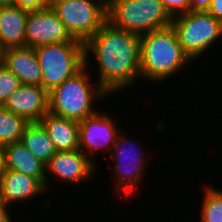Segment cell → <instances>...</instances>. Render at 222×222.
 I'll return each mask as SVG.
<instances>
[{
    "instance_id": "obj_6",
    "label": "cell",
    "mask_w": 222,
    "mask_h": 222,
    "mask_svg": "<svg viewBox=\"0 0 222 222\" xmlns=\"http://www.w3.org/2000/svg\"><path fill=\"white\" fill-rule=\"evenodd\" d=\"M177 41L192 61L199 59L222 36V22L207 11H190L172 20Z\"/></svg>"
},
{
    "instance_id": "obj_16",
    "label": "cell",
    "mask_w": 222,
    "mask_h": 222,
    "mask_svg": "<svg viewBox=\"0 0 222 222\" xmlns=\"http://www.w3.org/2000/svg\"><path fill=\"white\" fill-rule=\"evenodd\" d=\"M47 131L57 151L79 149L78 121L47 112L39 121Z\"/></svg>"
},
{
    "instance_id": "obj_1",
    "label": "cell",
    "mask_w": 222,
    "mask_h": 222,
    "mask_svg": "<svg viewBox=\"0 0 222 222\" xmlns=\"http://www.w3.org/2000/svg\"><path fill=\"white\" fill-rule=\"evenodd\" d=\"M140 41L141 36L106 21L84 44L85 64L92 62L88 59L92 53L99 65L97 83L109 95L129 88L141 79Z\"/></svg>"
},
{
    "instance_id": "obj_27",
    "label": "cell",
    "mask_w": 222,
    "mask_h": 222,
    "mask_svg": "<svg viewBox=\"0 0 222 222\" xmlns=\"http://www.w3.org/2000/svg\"><path fill=\"white\" fill-rule=\"evenodd\" d=\"M4 170L3 147L0 146V175Z\"/></svg>"
},
{
    "instance_id": "obj_10",
    "label": "cell",
    "mask_w": 222,
    "mask_h": 222,
    "mask_svg": "<svg viewBox=\"0 0 222 222\" xmlns=\"http://www.w3.org/2000/svg\"><path fill=\"white\" fill-rule=\"evenodd\" d=\"M26 47L62 42H80L71 37L51 7L29 11L26 19Z\"/></svg>"
},
{
    "instance_id": "obj_24",
    "label": "cell",
    "mask_w": 222,
    "mask_h": 222,
    "mask_svg": "<svg viewBox=\"0 0 222 222\" xmlns=\"http://www.w3.org/2000/svg\"><path fill=\"white\" fill-rule=\"evenodd\" d=\"M207 12L222 22V0H211V4Z\"/></svg>"
},
{
    "instance_id": "obj_25",
    "label": "cell",
    "mask_w": 222,
    "mask_h": 222,
    "mask_svg": "<svg viewBox=\"0 0 222 222\" xmlns=\"http://www.w3.org/2000/svg\"><path fill=\"white\" fill-rule=\"evenodd\" d=\"M191 11H207L211 0H189Z\"/></svg>"
},
{
    "instance_id": "obj_8",
    "label": "cell",
    "mask_w": 222,
    "mask_h": 222,
    "mask_svg": "<svg viewBox=\"0 0 222 222\" xmlns=\"http://www.w3.org/2000/svg\"><path fill=\"white\" fill-rule=\"evenodd\" d=\"M136 140H130L129 137H127L124 134L118 135L116 142L111 149L112 151H109V154L111 155V159L114 162V167L112 168L115 173V177L118 184L115 185V194L120 192L119 196L123 193L125 196H130L133 192H136L134 190L137 189L139 183L143 180V174L144 169L147 166L149 154L147 152V155L142 152V148L138 147L133 149L134 145H138L140 141L134 142ZM135 145V146H136ZM129 146V147H126ZM133 149V150H132ZM126 163V164H125ZM141 181V182H140Z\"/></svg>"
},
{
    "instance_id": "obj_28",
    "label": "cell",
    "mask_w": 222,
    "mask_h": 222,
    "mask_svg": "<svg viewBox=\"0 0 222 222\" xmlns=\"http://www.w3.org/2000/svg\"><path fill=\"white\" fill-rule=\"evenodd\" d=\"M15 0H0V6L14 5Z\"/></svg>"
},
{
    "instance_id": "obj_3",
    "label": "cell",
    "mask_w": 222,
    "mask_h": 222,
    "mask_svg": "<svg viewBox=\"0 0 222 222\" xmlns=\"http://www.w3.org/2000/svg\"><path fill=\"white\" fill-rule=\"evenodd\" d=\"M90 66L85 64L74 76L49 92V112L81 121L99 111L95 110L94 103L110 95L97 82L92 83Z\"/></svg>"
},
{
    "instance_id": "obj_26",
    "label": "cell",
    "mask_w": 222,
    "mask_h": 222,
    "mask_svg": "<svg viewBox=\"0 0 222 222\" xmlns=\"http://www.w3.org/2000/svg\"><path fill=\"white\" fill-rule=\"evenodd\" d=\"M10 207H7L4 203L0 201V222H12L10 213L8 211ZM11 218V219H10Z\"/></svg>"
},
{
    "instance_id": "obj_9",
    "label": "cell",
    "mask_w": 222,
    "mask_h": 222,
    "mask_svg": "<svg viewBox=\"0 0 222 222\" xmlns=\"http://www.w3.org/2000/svg\"><path fill=\"white\" fill-rule=\"evenodd\" d=\"M103 112L78 121L79 124V149L93 162L91 157L98 149L108 151L113 148L120 130L117 128L116 119ZM91 155V156H89Z\"/></svg>"
},
{
    "instance_id": "obj_15",
    "label": "cell",
    "mask_w": 222,
    "mask_h": 222,
    "mask_svg": "<svg viewBox=\"0 0 222 222\" xmlns=\"http://www.w3.org/2000/svg\"><path fill=\"white\" fill-rule=\"evenodd\" d=\"M28 10L14 5L0 6V45L5 49L26 47Z\"/></svg>"
},
{
    "instance_id": "obj_4",
    "label": "cell",
    "mask_w": 222,
    "mask_h": 222,
    "mask_svg": "<svg viewBox=\"0 0 222 222\" xmlns=\"http://www.w3.org/2000/svg\"><path fill=\"white\" fill-rule=\"evenodd\" d=\"M172 20L160 0H111L107 8L108 22L139 36L168 25Z\"/></svg>"
},
{
    "instance_id": "obj_11",
    "label": "cell",
    "mask_w": 222,
    "mask_h": 222,
    "mask_svg": "<svg viewBox=\"0 0 222 222\" xmlns=\"http://www.w3.org/2000/svg\"><path fill=\"white\" fill-rule=\"evenodd\" d=\"M96 168L95 162L88 158L80 149L57 151L46 164V187L50 177L57 179V181H69L71 184L83 183V180H90L93 177Z\"/></svg>"
},
{
    "instance_id": "obj_22",
    "label": "cell",
    "mask_w": 222,
    "mask_h": 222,
    "mask_svg": "<svg viewBox=\"0 0 222 222\" xmlns=\"http://www.w3.org/2000/svg\"><path fill=\"white\" fill-rule=\"evenodd\" d=\"M171 17L190 12L189 0H160Z\"/></svg>"
},
{
    "instance_id": "obj_17",
    "label": "cell",
    "mask_w": 222,
    "mask_h": 222,
    "mask_svg": "<svg viewBox=\"0 0 222 222\" xmlns=\"http://www.w3.org/2000/svg\"><path fill=\"white\" fill-rule=\"evenodd\" d=\"M4 169L38 179L46 187V164L32 155L21 141L3 147Z\"/></svg>"
},
{
    "instance_id": "obj_19",
    "label": "cell",
    "mask_w": 222,
    "mask_h": 222,
    "mask_svg": "<svg viewBox=\"0 0 222 222\" xmlns=\"http://www.w3.org/2000/svg\"><path fill=\"white\" fill-rule=\"evenodd\" d=\"M29 122L0 106V146L5 147L21 140L25 127Z\"/></svg>"
},
{
    "instance_id": "obj_7",
    "label": "cell",
    "mask_w": 222,
    "mask_h": 222,
    "mask_svg": "<svg viewBox=\"0 0 222 222\" xmlns=\"http://www.w3.org/2000/svg\"><path fill=\"white\" fill-rule=\"evenodd\" d=\"M50 7L71 37L83 44L107 21V9L94 0H51Z\"/></svg>"
},
{
    "instance_id": "obj_20",
    "label": "cell",
    "mask_w": 222,
    "mask_h": 222,
    "mask_svg": "<svg viewBox=\"0 0 222 222\" xmlns=\"http://www.w3.org/2000/svg\"><path fill=\"white\" fill-rule=\"evenodd\" d=\"M213 186L204 188L201 206V222H222V191Z\"/></svg>"
},
{
    "instance_id": "obj_13",
    "label": "cell",
    "mask_w": 222,
    "mask_h": 222,
    "mask_svg": "<svg viewBox=\"0 0 222 222\" xmlns=\"http://www.w3.org/2000/svg\"><path fill=\"white\" fill-rule=\"evenodd\" d=\"M46 189L38 179L19 171L4 169L0 175V201L8 207L16 201L38 198Z\"/></svg>"
},
{
    "instance_id": "obj_18",
    "label": "cell",
    "mask_w": 222,
    "mask_h": 222,
    "mask_svg": "<svg viewBox=\"0 0 222 222\" xmlns=\"http://www.w3.org/2000/svg\"><path fill=\"white\" fill-rule=\"evenodd\" d=\"M20 141L32 155L45 164L57 152L47 131L39 122L29 123L24 129Z\"/></svg>"
},
{
    "instance_id": "obj_29",
    "label": "cell",
    "mask_w": 222,
    "mask_h": 222,
    "mask_svg": "<svg viewBox=\"0 0 222 222\" xmlns=\"http://www.w3.org/2000/svg\"><path fill=\"white\" fill-rule=\"evenodd\" d=\"M3 52H4V49L0 45V65L3 64Z\"/></svg>"
},
{
    "instance_id": "obj_14",
    "label": "cell",
    "mask_w": 222,
    "mask_h": 222,
    "mask_svg": "<svg viewBox=\"0 0 222 222\" xmlns=\"http://www.w3.org/2000/svg\"><path fill=\"white\" fill-rule=\"evenodd\" d=\"M2 65L12 72L21 84L42 86V72L34 48L5 49Z\"/></svg>"
},
{
    "instance_id": "obj_12",
    "label": "cell",
    "mask_w": 222,
    "mask_h": 222,
    "mask_svg": "<svg viewBox=\"0 0 222 222\" xmlns=\"http://www.w3.org/2000/svg\"><path fill=\"white\" fill-rule=\"evenodd\" d=\"M3 107L29 123L39 122L49 111V92L39 85L21 84L9 95Z\"/></svg>"
},
{
    "instance_id": "obj_21",
    "label": "cell",
    "mask_w": 222,
    "mask_h": 222,
    "mask_svg": "<svg viewBox=\"0 0 222 222\" xmlns=\"http://www.w3.org/2000/svg\"><path fill=\"white\" fill-rule=\"evenodd\" d=\"M20 86V80L5 66L0 65V106H3L9 95Z\"/></svg>"
},
{
    "instance_id": "obj_2",
    "label": "cell",
    "mask_w": 222,
    "mask_h": 222,
    "mask_svg": "<svg viewBox=\"0 0 222 222\" xmlns=\"http://www.w3.org/2000/svg\"><path fill=\"white\" fill-rule=\"evenodd\" d=\"M190 62L177 41L172 23L141 36V78L152 83L166 81Z\"/></svg>"
},
{
    "instance_id": "obj_23",
    "label": "cell",
    "mask_w": 222,
    "mask_h": 222,
    "mask_svg": "<svg viewBox=\"0 0 222 222\" xmlns=\"http://www.w3.org/2000/svg\"><path fill=\"white\" fill-rule=\"evenodd\" d=\"M14 6L28 11L42 10L51 6V0H15Z\"/></svg>"
},
{
    "instance_id": "obj_30",
    "label": "cell",
    "mask_w": 222,
    "mask_h": 222,
    "mask_svg": "<svg viewBox=\"0 0 222 222\" xmlns=\"http://www.w3.org/2000/svg\"><path fill=\"white\" fill-rule=\"evenodd\" d=\"M100 2L106 9L108 8L109 3L106 0H95Z\"/></svg>"
},
{
    "instance_id": "obj_5",
    "label": "cell",
    "mask_w": 222,
    "mask_h": 222,
    "mask_svg": "<svg viewBox=\"0 0 222 222\" xmlns=\"http://www.w3.org/2000/svg\"><path fill=\"white\" fill-rule=\"evenodd\" d=\"M42 72V87L50 92L85 66L84 44L62 42L34 48Z\"/></svg>"
}]
</instances>
